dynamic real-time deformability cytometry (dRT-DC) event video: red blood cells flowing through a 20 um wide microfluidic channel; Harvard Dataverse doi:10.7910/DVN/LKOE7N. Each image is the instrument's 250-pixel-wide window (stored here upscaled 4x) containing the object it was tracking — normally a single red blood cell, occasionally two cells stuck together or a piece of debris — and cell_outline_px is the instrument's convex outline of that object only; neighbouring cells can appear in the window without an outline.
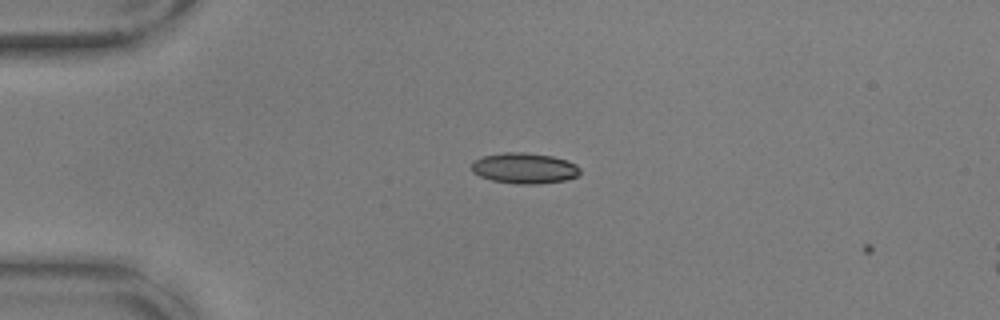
{"species": "common noctule bat (a hibernating species)", "species_latin": "Nyctalus noctula", "temperature_condition": "warm", "stored_images_in_passage": 6, "camera_frame_rate_fps": 3000, "um_per_image_px": 0.085, "animal": {"sex": "male", "body_mass_g": 17.9, "forearm_length_mm": 54.2}, "frame": {"image": 1, "passage_image": 5, "time_ms": 1.333, "image_size_px": [1000, 320], "cell_outline_px": [[580, 172], [576, 176], [564, 180], [536, 184], [516, 184], [492, 180], [480, 176], [472, 172], [472, 160], [484, 156], [504, 152], [524, 152], [552, 156], [576, 164], [580, 168]], "centroid_in_image_um": [44.54, 14.29], "position_along_channel_um": 40.5, "area_um2": 19.31}}